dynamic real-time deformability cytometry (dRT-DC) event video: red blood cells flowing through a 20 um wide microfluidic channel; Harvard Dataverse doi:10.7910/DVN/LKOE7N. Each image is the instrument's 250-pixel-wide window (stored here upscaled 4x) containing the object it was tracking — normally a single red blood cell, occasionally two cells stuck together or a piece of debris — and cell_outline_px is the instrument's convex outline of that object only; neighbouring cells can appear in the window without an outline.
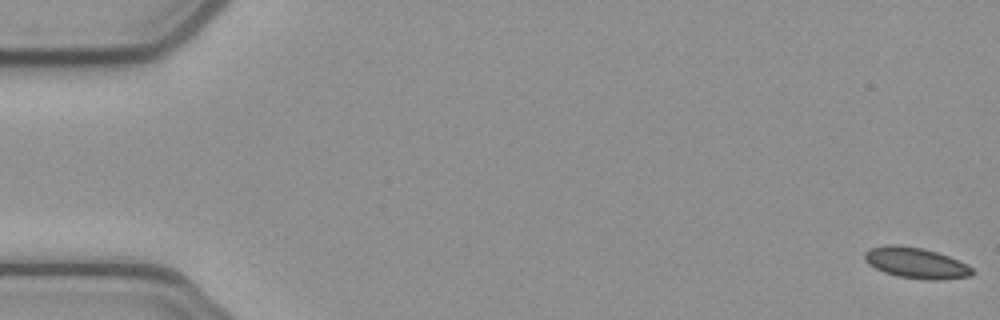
{"species": "common noctule bat (a hibernating species)", "species_latin": "Nyctalus noctula", "temperature_condition": "cold", "stored_images_in_passage": 54, "camera_frame_rate_fps": 3000, "um_per_image_px": 0.085, "animal": {"sex": "female", "body_mass_g": 21.9}, "frame": {"image": 1, "passage_image": 1, "time_ms": 0.0, "image_size_px": [1000, 320], "cell_outline_px": [[976, 272], [972, 276], [944, 280], [932, 280], [900, 276], [884, 272], [868, 264], [864, 260], [864, 252], [868, 248], [884, 244], [896, 244], [924, 248], [948, 256], [972, 268]], "centroid_in_image_um": [77.83, 22.33], "position_along_channel_um": 7.2, "area_um2": 19.42}}
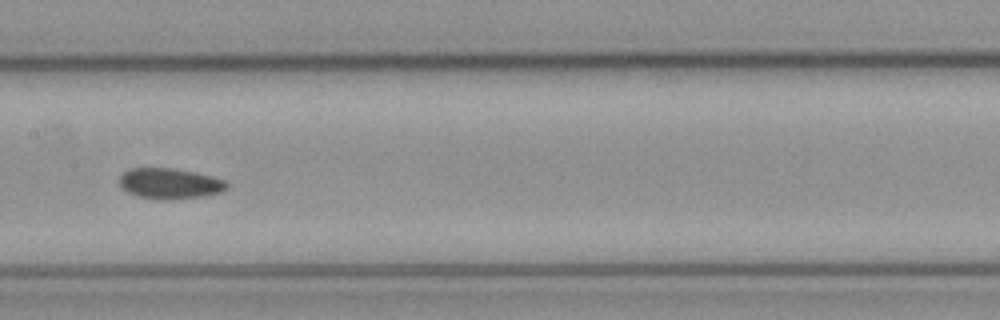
{"frame": {"image": 2, "passage_image": 27, "time_ms": 8.667, "image_size_px": [1000, 320], "cell_outline_px": [[228, 188], [220, 192], [204, 196], [164, 200], [160, 200], [136, 196], [120, 188], [120, 176], [128, 168], [172, 168], [196, 172], [212, 176], [224, 180], [228, 184]], "centroid_in_image_um": [14.41, 15.6], "position_along_channel_um": 193.0, "area_um2": 19.31}}
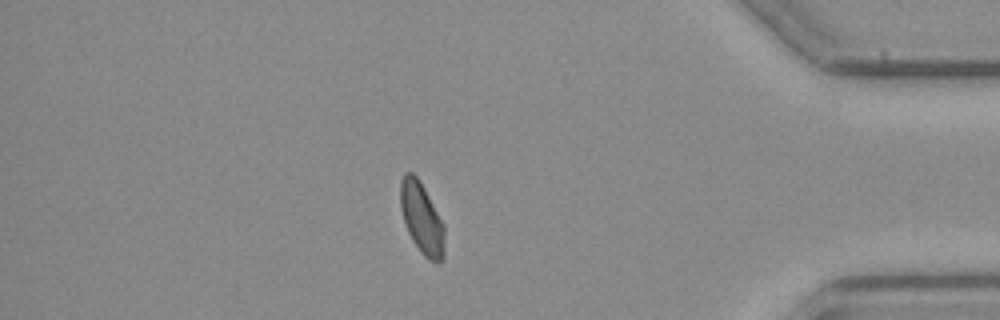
{"frame": {"image": 3, "passage_image": 46, "time_ms": 15.0, "image_size_px": [1000, 320], "cell_outline_px": [[444, 256], [440, 260], [428, 260], [420, 252], [412, 240], [408, 232], [400, 208], [400, 180], [404, 172], [412, 172], [416, 176], [424, 188], [444, 224]], "centroid_in_image_um": [35.83, 18.53], "position_along_channel_um": 399.4, "area_um2": 18.21}, "authors_computed_cell_mechanics": {"area_um2": 18.9584, "velocity_mm_per_s": 3.8699, "shape_relaxation_time_tau1_ms": null, "shape_relaxation_time_tau2_ms": 6.498, "deformation_change_tau1": null, "deformation_change_tau2": 0.0918}}